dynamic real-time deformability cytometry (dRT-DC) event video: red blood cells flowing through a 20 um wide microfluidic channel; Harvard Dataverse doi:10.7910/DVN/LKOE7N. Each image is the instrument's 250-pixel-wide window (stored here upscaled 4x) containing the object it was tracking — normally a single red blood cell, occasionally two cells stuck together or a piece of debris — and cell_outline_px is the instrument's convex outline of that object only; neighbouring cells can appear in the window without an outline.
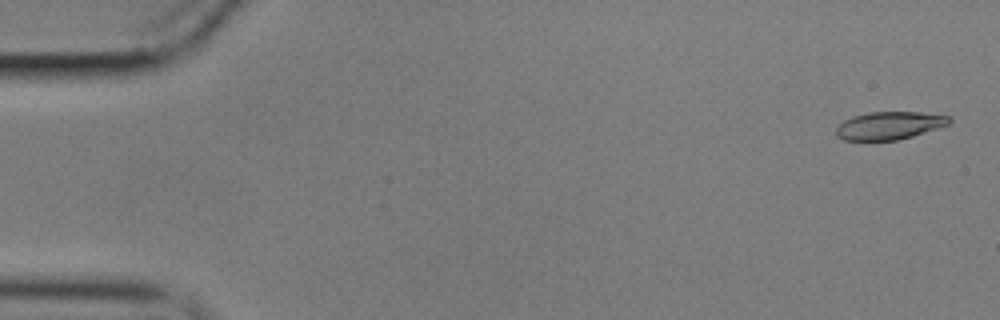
{"species": "common noctule bat (a hibernating species)", "species_latin": "Nyctalus noctula", "temperature_condition": "cold", "stored_images_in_passage": 20, "camera_frame_rate_fps": 3000, "um_per_image_px": 0.085, "animal": {"sex": "male", "body_mass_g": 17.9}, "frame": {"image": 1, "passage_image": 2, "time_ms": 0.333, "image_size_px": [1000, 320], "cell_outline_px": [[952, 120], [948, 124], [912, 136], [896, 140], [844, 140], [836, 136], [836, 128], [844, 120], [852, 116], [868, 112], [920, 112], [948, 116]], "centroid_in_image_um": [75.55, 10.66], "position_along_channel_um": 9.5, "area_um2": 18.15}}
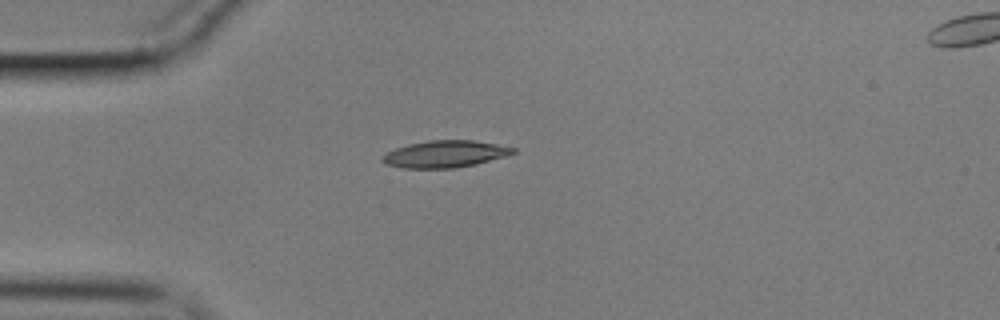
{"frame": {"image": 2, "passage_image": 15, "time_ms": 4.667, "image_size_px": [1000, 320], "cell_outline_px": [[516, 152], [508, 156], [476, 164], [456, 168], [400, 168], [384, 164], [380, 160], [380, 156], [396, 148], [408, 144], [428, 140], [472, 140], [496, 144], [516, 148]], "centroid_in_image_um": [37.81, 13.1], "position_along_channel_um": 47.2, "area_um2": 20.75}}
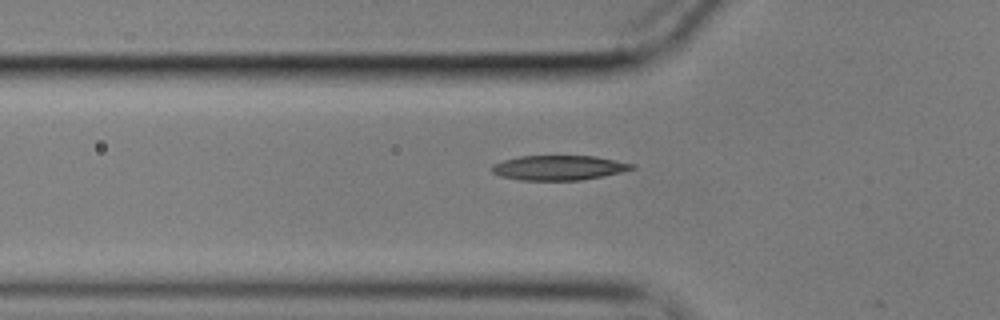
{"frame": {"image": 3, "passage_image": 19, "time_ms": 6.0, "image_size_px": [1000, 320], "cell_outline_px": [[636, 168], [604, 176], [580, 180], [520, 180], [500, 176], [492, 172], [492, 164], [504, 160], [520, 156], [596, 156], [636, 164]], "centroid_in_image_um": [47.52, 14.25], "position_along_channel_um": 78.3, "area_um2": 20.23}}